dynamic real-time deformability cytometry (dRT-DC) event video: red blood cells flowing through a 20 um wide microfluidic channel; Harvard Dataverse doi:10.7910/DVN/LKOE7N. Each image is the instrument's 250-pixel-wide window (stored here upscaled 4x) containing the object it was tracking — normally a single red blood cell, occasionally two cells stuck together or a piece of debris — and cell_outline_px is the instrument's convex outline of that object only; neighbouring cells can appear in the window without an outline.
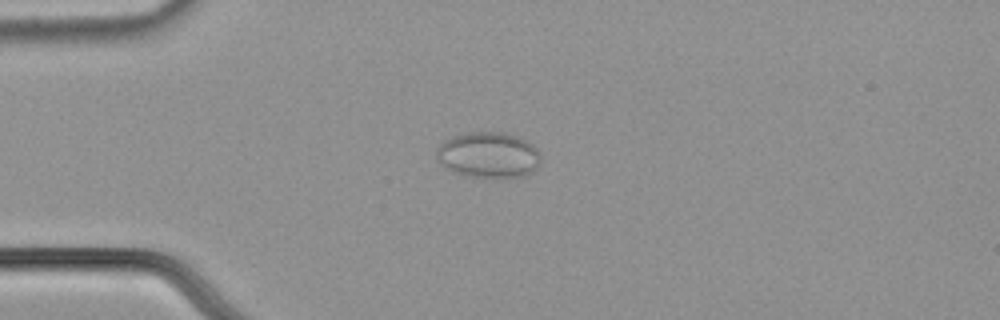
{"species": "common noctule bat (a hibernating species)", "species_latin": "Nyctalus noctula", "temperature_condition": "cold", "stored_images_in_passage": 43, "camera_frame_rate_fps": 3000, "um_per_image_px": 0.085, "animal": {"sex": "male", "body_mass_g": 21.5, "forearm_length_mm": 52.0}, "frame": {"image": 1, "passage_image": 2, "time_ms": 0.333, "image_size_px": [1000, 320], "cell_outline_px": [[540, 164], [532, 172], [524, 176], [468, 176], [456, 172], [440, 164], [436, 152], [436, 148], [444, 140], [452, 136], [468, 132], [504, 132], [524, 140], [532, 144], [540, 152]], "centroid_in_image_um": [41.52, 13.15], "position_along_channel_um": 43.5, "area_um2": 27.51}}
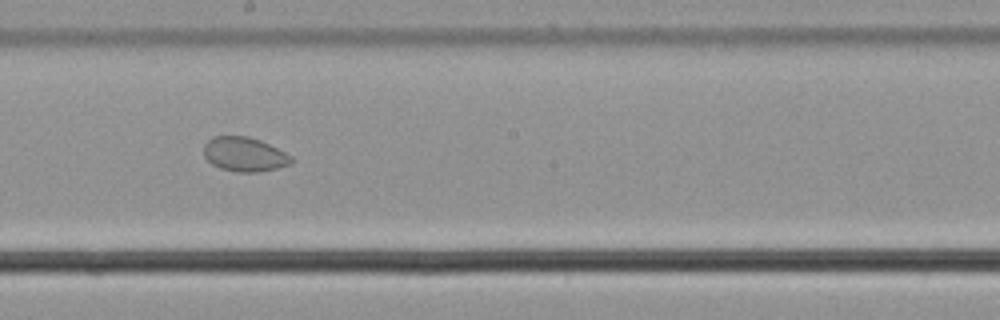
{"frame": {"image": 2, "passage_image": 19, "time_ms": 6.0, "image_size_px": [1000, 320], "cell_outline_px": [[292, 160], [288, 164], [276, 168], [256, 172], [236, 172], [220, 168], [212, 164], [204, 156], [204, 144], [212, 136], [248, 136], [260, 140], [292, 156]], "centroid_in_image_um": [20.73, 13.11], "position_along_channel_um": 227.5, "area_um2": 17.34}}
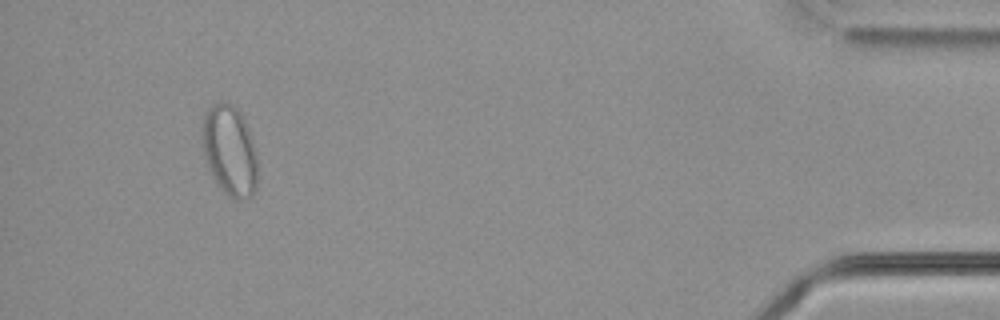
{"frame": {"image": 3, "passage_image": 40, "time_ms": 13.0, "image_size_px": [1000, 320], "cell_outline_px": [[256, 192], [252, 196], [240, 200], [236, 200], [224, 192], [208, 168], [204, 156], [200, 136], [200, 128], [204, 116], [212, 104], [220, 100], [224, 100], [232, 104], [244, 116], [252, 140], [256, 156]], "centroid_in_image_um": [19.49, 12.75], "position_along_channel_um": 415.7, "area_um2": 29.48}, "authors_computed_cell_mechanics": {"area_um2": 20.3456, "velocity_mm_per_s": 3.675, "shape_relaxation_time_tau1_ms": null, "shape_relaxation_time_tau2_ms": 2.857, "deformation_change_tau1": null, "deformation_change_tau2": 0.0515}}